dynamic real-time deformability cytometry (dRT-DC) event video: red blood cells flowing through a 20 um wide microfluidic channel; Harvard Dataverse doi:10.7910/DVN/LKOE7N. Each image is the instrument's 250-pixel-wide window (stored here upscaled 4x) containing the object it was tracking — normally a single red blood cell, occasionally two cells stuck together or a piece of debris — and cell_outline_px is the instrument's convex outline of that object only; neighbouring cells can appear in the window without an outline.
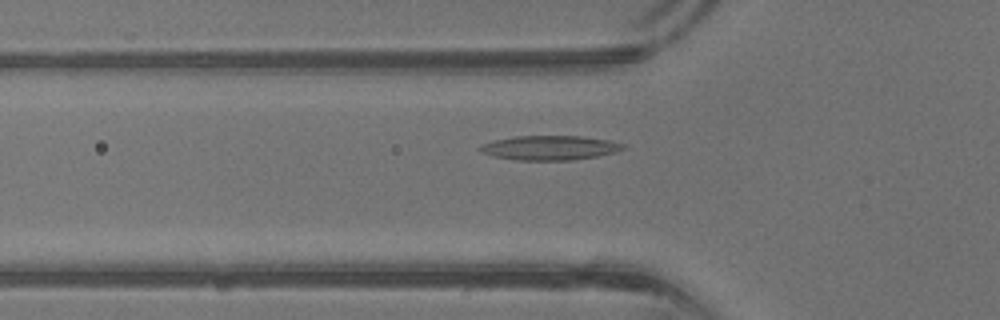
{"species": "common noctule bat (a hibernating species)", "species_latin": "Nyctalus noctula", "temperature_condition": "warm", "stored_images_in_passage": 38, "camera_frame_rate_fps": 3000, "um_per_image_px": 0.085, "animal": {"sex": "male", "body_mass_g": 13.3}, "frame": {"image": 1, "passage_image": 13, "time_ms": 4.0, "image_size_px": [1000, 320], "cell_outline_px": [[628, 148], [616, 152], [596, 156], [572, 160], [516, 160], [492, 156], [480, 152], [476, 148], [492, 140], [516, 136], [580, 136], [608, 140], [624, 144]], "centroid_in_image_um": [46.71, 12.56], "position_along_channel_um": 79.1, "area_um2": 20.46}}
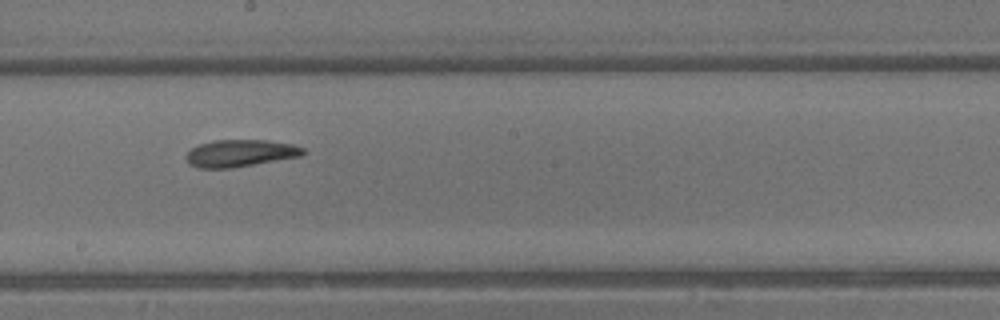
{"frame": {"image": 2, "passage_image": 22, "time_ms": 7.0, "image_size_px": [1000, 320], "cell_outline_px": [[308, 152], [300, 156], [232, 168], [196, 168], [188, 164], [184, 156], [192, 148], [200, 144], [212, 140], [268, 140], [292, 144], [304, 148]], "centroid_in_image_um": [20.4, 13.02], "position_along_channel_um": 227.8, "area_um2": 18.61}}
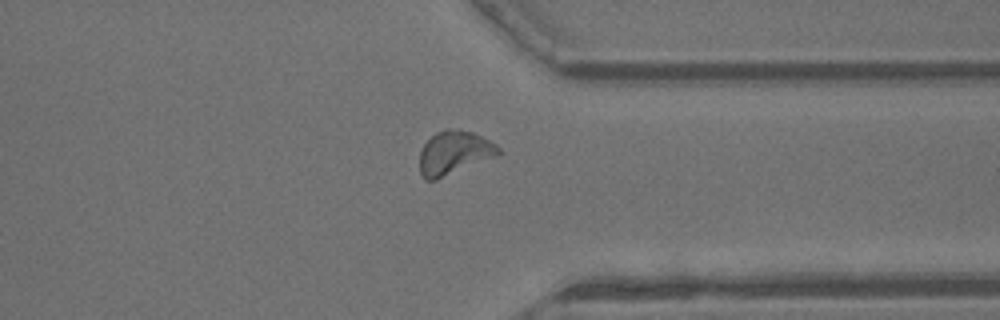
{"frame": {"image": 3, "passage_image": 31, "time_ms": 10.0, "image_size_px": [1000, 320], "cell_outline_px": [[500, 156], [436, 180], [424, 180], [420, 172], [420, 152], [424, 144], [436, 132], [444, 128], [448, 128], [472, 132], [496, 144], [500, 148]], "centroid_in_image_um": [38.62, 13.01], "position_along_channel_um": 372.8, "area_um2": 20.23}, "authors_computed_cell_mechanics": {"area_um2": 19.2474, "velocity_mm_per_s": 4.9366, "shape_relaxation_time_tau1_ms": 6.5265, "shape_relaxation_time_tau2_ms": 10.1466, "deformation_change_tau1": 0.1843, "deformation_change_tau2": 0.2639}}